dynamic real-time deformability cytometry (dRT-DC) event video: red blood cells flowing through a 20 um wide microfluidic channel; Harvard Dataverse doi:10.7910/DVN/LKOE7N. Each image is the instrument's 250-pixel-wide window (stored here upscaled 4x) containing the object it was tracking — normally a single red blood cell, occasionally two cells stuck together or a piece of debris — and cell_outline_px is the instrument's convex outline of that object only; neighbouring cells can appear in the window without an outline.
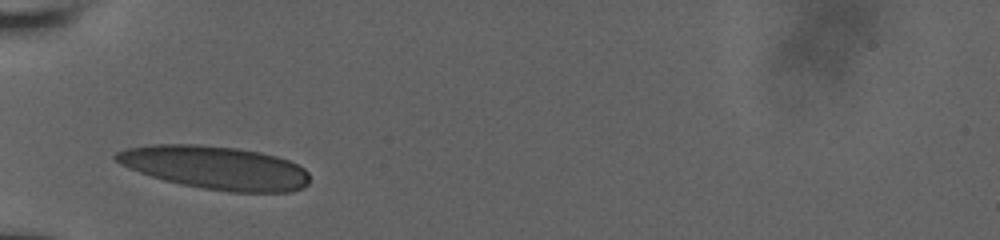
{"species": "human", "species_latin": "Homo sapiens", "temperature_condition": "room temperature", "stored_images_in_passage": 56, "camera_frame_rate_fps": 3000, "um_per_image_px": 0.085, "donor": {"sex": "male"}, "frame": {"image": 1, "passage_image": 1, "time_ms": 0.0, "image_size_px": [1000, 240], "cell_outline_px": [[308, 184], [300, 188], [288, 192], [232, 192], [204, 188], [180, 184], [164, 180], [140, 172], [120, 164], [112, 156], [116, 152], [128, 148], [152, 144], [196, 144], [236, 148], [260, 152], [276, 156], [288, 160], [304, 168], [308, 172]], "centroid_in_image_um": [18.3, 14.24], "position_along_channel_um": 66.7, "area_um2": 48.55}}
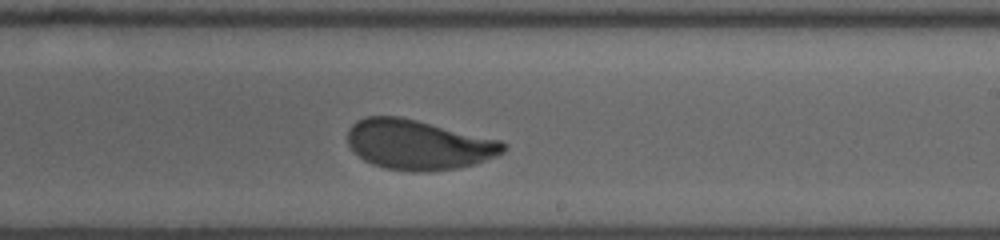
{"frame": {"image": 2, "passage_image": 31, "time_ms": 5.0, "image_size_px": [1000, 240], "cell_outline_px": [[508, 148], [504, 152], [496, 156], [476, 164], [456, 168], [424, 172], [412, 172], [384, 168], [372, 164], [364, 160], [348, 144], [348, 128], [356, 120], [364, 116], [400, 116], [500, 140], [508, 144]], "centroid_in_image_um": [35.57, 12.3], "position_along_channel_um": 253.4, "area_um2": 45.43}}
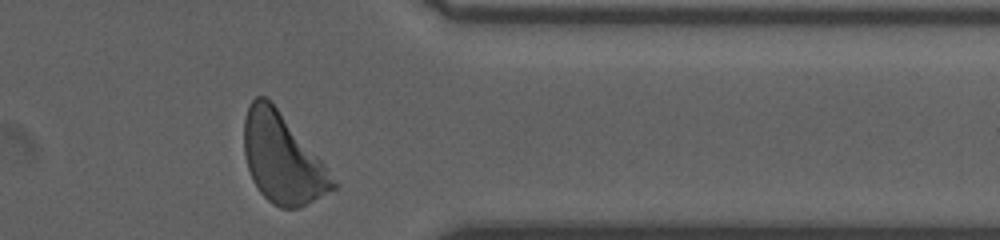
{"frame": {"image": 3, "passage_image": 53, "time_ms": 8.667, "image_size_px": [1000, 240], "cell_outline_px": [[340, 184], [336, 188], [300, 208], [280, 208], [272, 204], [260, 192], [252, 180], [244, 156], [244, 116], [248, 104], [256, 96], [264, 96], [276, 108], [328, 168]], "centroid_in_image_um": [23.99, 13.51], "position_along_channel_um": 387.4, "area_um2": 46.01}, "authors_computed_cell_mechanics": {"area_um2": 45.4597, "velocity_mm_per_s": 3.8409, "shape_relaxation_time_tau1_ms": 5.2352, "shape_relaxation_time_tau2_ms": 0.8137, "deformation_change_tau1": 0.1855, "deformation_change_tau2": 0.0698}}